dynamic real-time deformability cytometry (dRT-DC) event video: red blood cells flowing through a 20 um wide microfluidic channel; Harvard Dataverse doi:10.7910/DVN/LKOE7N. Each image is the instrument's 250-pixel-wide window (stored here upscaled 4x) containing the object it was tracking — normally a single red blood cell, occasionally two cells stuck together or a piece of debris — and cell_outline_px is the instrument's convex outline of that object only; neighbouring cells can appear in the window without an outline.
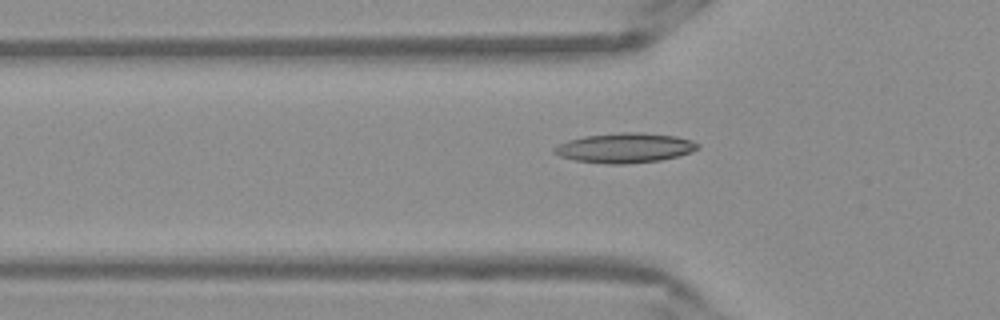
{"species": "Egyptian fruit bat (a non-hibernating species)", "species_latin": "Rousettus aegyptiacus", "temperature_condition": "warm", "stored_images_in_passage": 38, "camera_frame_rate_fps": 3000, "um_per_image_px": 0.085, "frame": {"image": 1, "passage_image": 4, "time_ms": 1.0, "image_size_px": [1000, 320], "cell_outline_px": [[700, 148], [692, 152], [660, 160], [628, 164], [604, 164], [576, 160], [560, 156], [552, 152], [552, 148], [568, 140], [584, 136], [620, 132], [640, 132], [676, 136], [692, 140], [700, 144]], "centroid_in_image_um": [53.13, 12.57], "position_along_channel_um": 72.7, "area_um2": 25.03}}
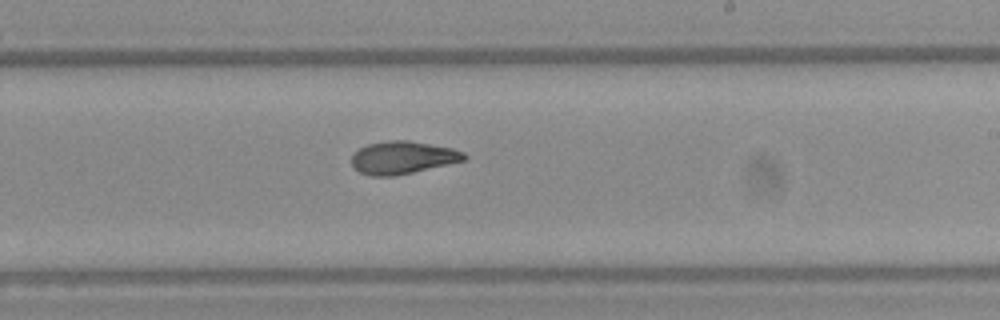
{"frame": {"image": 2, "passage_image": 18, "time_ms": 5.667, "image_size_px": [1000, 320], "cell_outline_px": [[468, 156], [464, 160], [448, 164], [412, 172], [392, 176], [372, 176], [360, 172], [352, 164], [352, 156], [360, 148], [368, 144], [388, 140], [408, 140], [452, 148], [464, 152]], "centroid_in_image_um": [34.24, 13.38], "position_along_channel_um": 254.8, "area_um2": 21.15}}
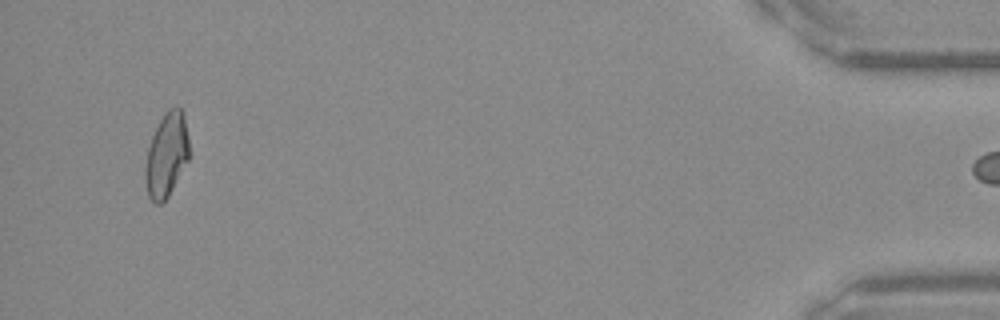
{"frame": {"image": 3, "passage_image": 37, "time_ms": 12.0, "image_size_px": [1000, 320], "cell_outline_px": [[192, 156], [168, 196], [160, 204], [156, 204], [148, 196], [144, 176], [144, 168], [148, 148], [152, 136], [164, 112], [168, 108], [176, 104], [184, 112]], "centroid_in_image_um": [14.2, 13.13], "position_along_channel_um": 421.0, "area_um2": 22.2}}